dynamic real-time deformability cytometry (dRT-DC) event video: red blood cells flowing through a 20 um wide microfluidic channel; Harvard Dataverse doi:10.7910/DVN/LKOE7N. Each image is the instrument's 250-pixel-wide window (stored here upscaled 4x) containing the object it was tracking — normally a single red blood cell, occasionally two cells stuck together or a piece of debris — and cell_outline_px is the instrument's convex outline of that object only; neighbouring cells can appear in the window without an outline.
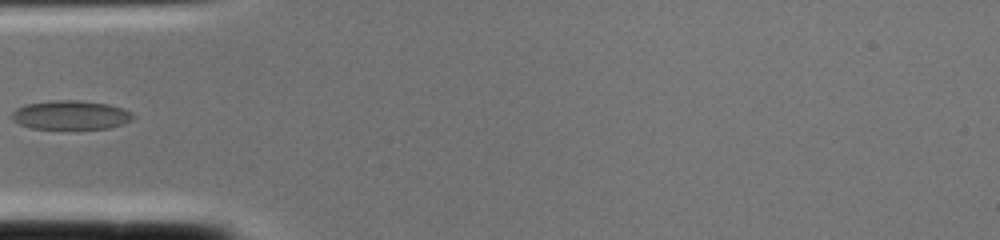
{"species": "common noctule bat (a hibernating species)", "species_latin": "Nyctalus noctula", "temperature_condition": "cold", "stored_images_in_passage": 1, "camera_frame_rate_fps": 3000, "um_per_image_px": 0.085, "animal": {"sex": "female", "body_mass_g": 22.0, "forearm_length_mm": 56.7}, "frame": {"image": 1, "passage_image": 1, "time_ms": 0.0, "image_size_px": [1000, 240], "cell_outline_px": [[136, 116], [132, 120], [124, 124], [108, 128], [32, 128], [20, 124], [12, 120], [12, 112], [16, 108], [24, 104], [52, 100], [76, 100], [108, 104], [124, 108], [132, 112]], "centroid_in_image_um": [6.04, 9.76], "position_along_channel_um": 79.0, "area_um2": 20.52}}